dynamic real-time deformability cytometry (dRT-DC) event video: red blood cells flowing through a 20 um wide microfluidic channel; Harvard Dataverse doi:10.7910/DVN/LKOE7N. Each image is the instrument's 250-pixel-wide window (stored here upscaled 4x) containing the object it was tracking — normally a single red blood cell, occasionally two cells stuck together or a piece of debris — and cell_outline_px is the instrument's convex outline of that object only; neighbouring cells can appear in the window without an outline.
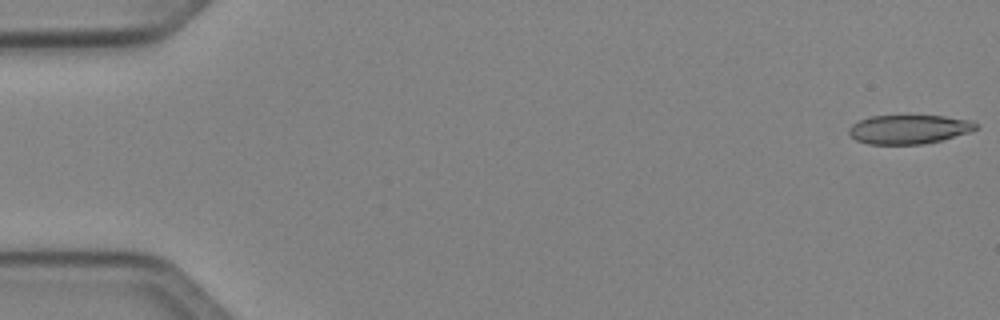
{"species": "Egyptian fruit bat (a non-hibernating species)", "species_latin": "Rousettus aegyptiacus", "temperature_condition": "cold", "stored_images_in_passage": 50, "camera_frame_rate_fps": 3000, "um_per_image_px": 0.085, "animal": {"sex": "female"}, "frame": {"image": 1, "passage_image": 1, "time_ms": 0.0, "image_size_px": [1000, 320], "cell_outline_px": [[980, 128], [972, 132], [944, 140], [924, 144], [868, 144], [856, 140], [848, 136], [848, 128], [852, 124], [868, 116], [944, 116], [968, 120], [976, 124]], "centroid_in_image_um": [77.26, 11.0], "position_along_channel_um": 7.7, "area_um2": 21.73}}
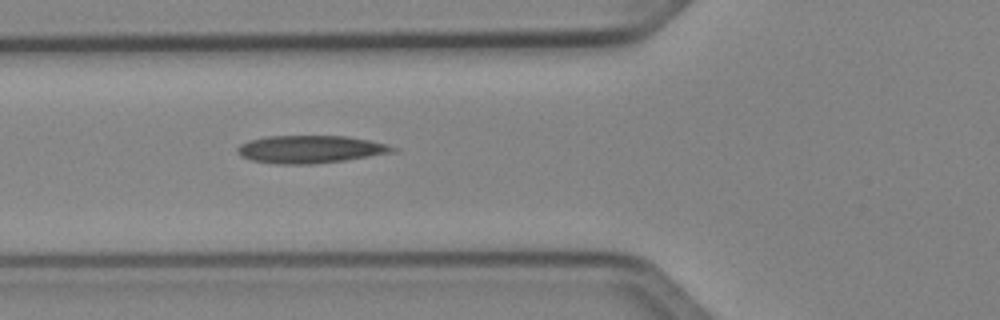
{"frame": {"image": 2, "passage_image": 19, "time_ms": 6.0, "image_size_px": [1000, 320], "cell_outline_px": [[400, 148], [396, 152], [344, 160], [312, 164], [276, 164], [252, 160], [240, 156], [236, 148], [240, 144], [248, 140], [268, 136], [344, 136], [368, 140]], "centroid_in_image_um": [26.36, 12.69], "position_along_channel_um": 99.4, "area_um2": 24.97}}
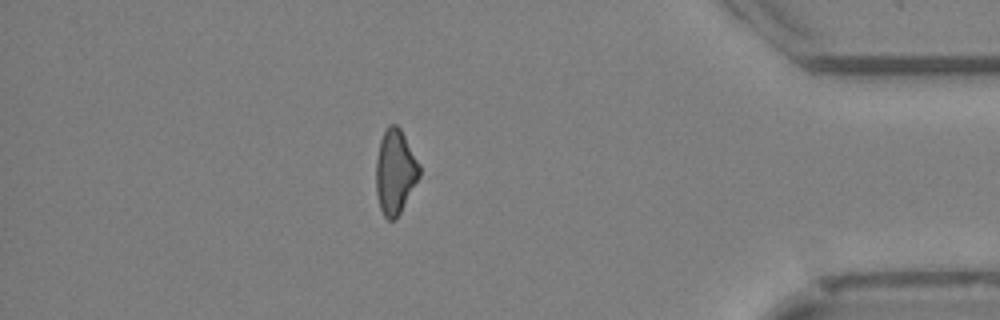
{"frame": {"image": 3, "passage_image": 44, "time_ms": 14.333, "image_size_px": [1000, 320], "cell_outline_px": [[420, 176], [400, 212], [392, 220], [388, 220], [384, 216], [380, 208], [376, 192], [376, 160], [380, 140], [388, 124], [396, 124], [400, 128], [420, 164]], "centroid_in_image_um": [33.58, 14.58], "position_along_channel_um": 401.6, "area_um2": 21.21}, "authors_computed_cell_mechanics": {"area_um2": 22.9755, "velocity_mm_per_s": 4.0734, "shape_relaxation_time_tau1_ms": null, "shape_relaxation_time_tau2_ms": 7.2667, "deformation_change_tau1": null, "deformation_change_tau2": 0.1723}}